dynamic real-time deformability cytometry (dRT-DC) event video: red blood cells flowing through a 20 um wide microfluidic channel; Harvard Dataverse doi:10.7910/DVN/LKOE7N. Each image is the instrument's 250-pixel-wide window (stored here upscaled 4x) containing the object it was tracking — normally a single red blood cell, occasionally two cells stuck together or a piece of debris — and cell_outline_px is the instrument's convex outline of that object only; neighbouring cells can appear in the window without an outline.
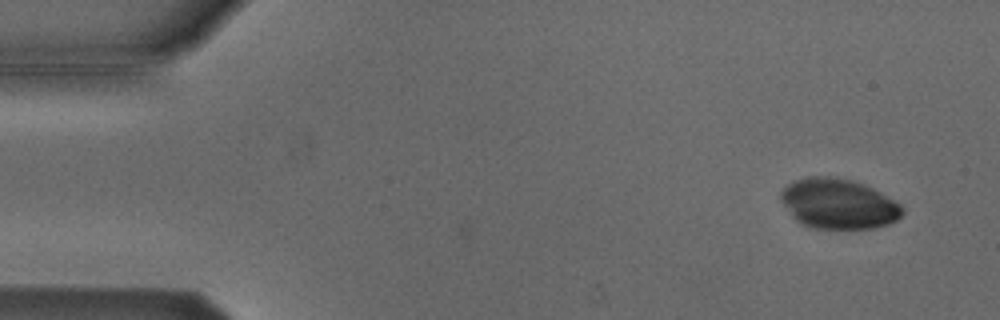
{"species": "Egyptian fruit bat (a non-hibernating species)", "species_latin": "Rousettus aegyptiacus", "temperature_condition": "cold", "stored_images_in_passage": 4, "camera_frame_rate_fps": 3000, "um_per_image_px": 0.085, "animal": {"sex": "male"}, "frame": {"image": 1, "passage_image": 1, "time_ms": 0.0, "image_size_px": [1000, 320], "cell_outline_px": [[904, 212], [896, 220], [888, 224], [872, 228], [812, 228], [796, 220], [792, 216], [780, 200], [780, 192], [788, 184], [796, 180], [812, 176], [828, 176], [852, 180], [864, 184], [880, 192], [900, 204], [904, 208]], "centroid_in_image_um": [71.26, 17.32], "position_along_channel_um": 13.7, "area_um2": 35.26}}